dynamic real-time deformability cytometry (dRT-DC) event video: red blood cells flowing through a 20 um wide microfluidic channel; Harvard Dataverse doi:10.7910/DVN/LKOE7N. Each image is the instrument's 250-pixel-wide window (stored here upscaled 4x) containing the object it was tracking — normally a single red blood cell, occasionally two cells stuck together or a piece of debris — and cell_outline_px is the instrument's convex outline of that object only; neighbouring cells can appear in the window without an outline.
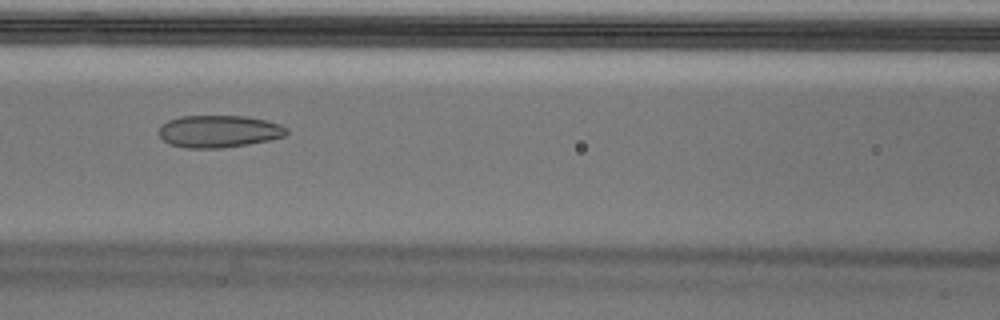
{"species": "Egyptian fruit bat (a non-hibernating species)", "species_latin": "Rousettus aegyptiacus", "temperature_condition": "cold", "stored_images_in_passage": 43, "camera_frame_rate_fps": 3000, "um_per_image_px": 0.085, "animal": {"sex": "male"}, "frame": {"image": 1, "passage_image": 13, "time_ms": 4.0, "image_size_px": [1000, 320], "cell_outline_px": [[288, 132], [284, 136], [268, 140], [248, 144], [220, 148], [184, 148], [168, 144], [160, 136], [160, 124], [168, 120], [180, 116], [248, 116], [280, 124], [288, 128]], "centroid_in_image_um": [18.58, 11.16], "position_along_channel_um": 148.0, "area_um2": 24.04}, "authors_computed_cell_mechanics": {"area_um2": 25.8944, "velocity_mm_per_s": 3.6996, "shape_relaxation_time_tau1_ms": null, "shape_relaxation_time_tau2_ms": 2.1836, "deformation_change_tau1": null, "deformation_change_tau2": 0.0886}}